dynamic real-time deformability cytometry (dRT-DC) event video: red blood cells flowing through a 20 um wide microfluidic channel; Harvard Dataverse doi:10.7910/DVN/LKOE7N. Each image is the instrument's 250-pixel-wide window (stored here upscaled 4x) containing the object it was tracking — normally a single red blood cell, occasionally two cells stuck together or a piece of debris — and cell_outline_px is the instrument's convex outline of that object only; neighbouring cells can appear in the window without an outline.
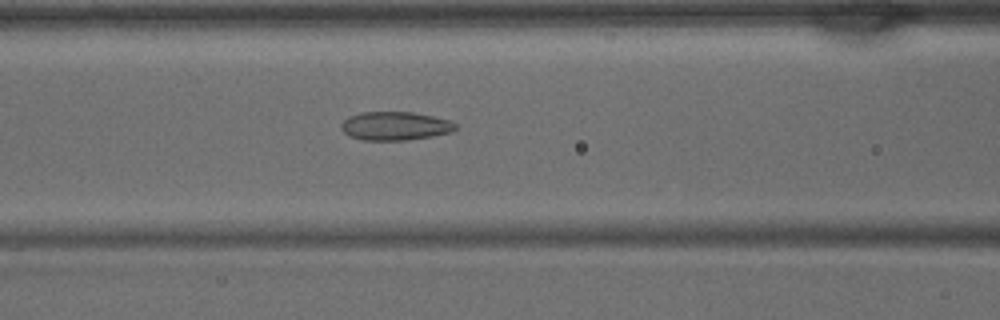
{"species": "common noctule bat (a hibernating species)", "species_latin": "Nyctalus noctula", "temperature_condition": "warm", "stored_images_in_passage": 32, "camera_frame_rate_fps": 3000, "um_per_image_px": 0.085, "animal": {"sex": "male", "body_mass_g": 15.6}, "frame": {"image": 1, "passage_image": 8, "time_ms": 2.333, "image_size_px": [1000, 320], "cell_outline_px": [[456, 128], [452, 132], [432, 136], [408, 140], [364, 140], [348, 136], [340, 128], [340, 124], [348, 116], [360, 112], [412, 112], [432, 116], [448, 120], [456, 124]], "centroid_in_image_um": [33.54, 10.71], "position_along_channel_um": 133.1, "area_um2": 19.07}}
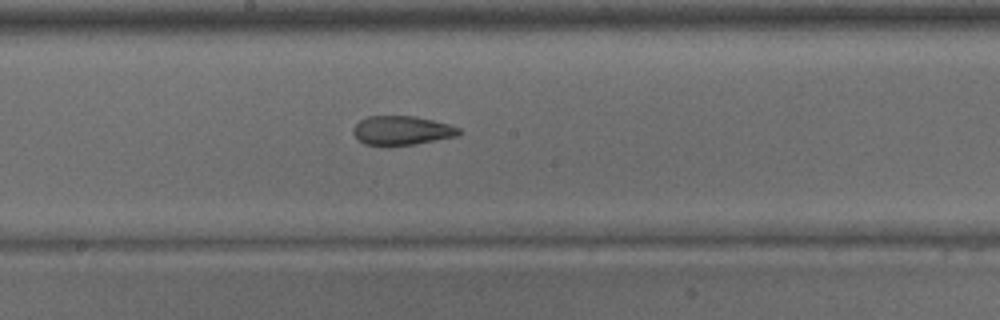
{"frame": {"image": 2, "passage_image": 13, "time_ms": 4.0, "image_size_px": [1000, 320], "cell_outline_px": [[460, 132], [456, 136], [416, 144], [364, 144], [352, 132], [352, 128], [360, 120], [368, 116], [416, 116], [448, 124], [460, 128]], "centroid_in_image_um": [34.15, 11.07], "position_along_channel_um": 214.0, "area_um2": 17.51}}
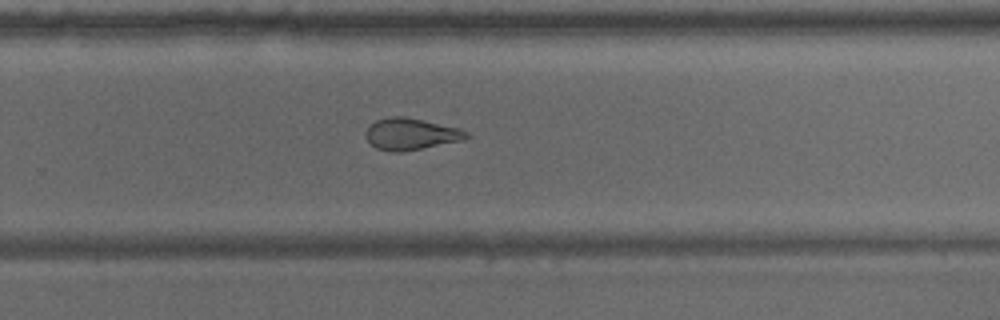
{"frame": {"image": 3, "passage_image": 18, "time_ms": 5.667, "image_size_px": [1000, 320], "cell_outline_px": [[472, 136], [464, 140], [400, 152], [396, 152], [376, 148], [364, 136], [364, 132], [376, 120], [388, 116], [404, 116], [424, 120], [456, 128], [468, 132]], "centroid_in_image_um": [34.92, 11.38], "position_along_channel_um": 294.9, "area_um2": 18.44}}